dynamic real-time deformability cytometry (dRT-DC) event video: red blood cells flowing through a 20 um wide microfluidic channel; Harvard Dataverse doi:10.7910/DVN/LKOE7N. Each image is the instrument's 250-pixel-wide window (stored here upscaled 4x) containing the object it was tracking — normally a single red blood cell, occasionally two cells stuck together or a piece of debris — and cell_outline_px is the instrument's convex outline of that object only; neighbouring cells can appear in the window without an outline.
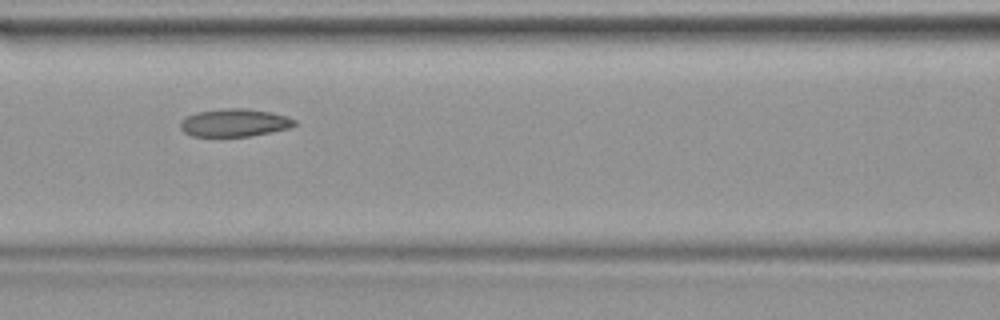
{"species": "common noctule bat (a hibernating species)", "species_latin": "Nyctalus noctula", "temperature_condition": "warm", "stored_images_in_passage": 39, "camera_frame_rate_fps": 3000, "um_per_image_px": 0.085, "animal": {"sex": "female", "body_mass_g": 19.9}, "frame": {"image": 1, "passage_image": 17, "time_ms": 5.333, "image_size_px": [1000, 320], "cell_outline_px": [[296, 124], [288, 128], [248, 136], [192, 136], [184, 132], [180, 128], [180, 120], [196, 112], [228, 108], [244, 108], [268, 112], [288, 116], [296, 120]], "centroid_in_image_um": [19.9, 10.43], "position_along_channel_um": 146.7, "area_um2": 18.26}}